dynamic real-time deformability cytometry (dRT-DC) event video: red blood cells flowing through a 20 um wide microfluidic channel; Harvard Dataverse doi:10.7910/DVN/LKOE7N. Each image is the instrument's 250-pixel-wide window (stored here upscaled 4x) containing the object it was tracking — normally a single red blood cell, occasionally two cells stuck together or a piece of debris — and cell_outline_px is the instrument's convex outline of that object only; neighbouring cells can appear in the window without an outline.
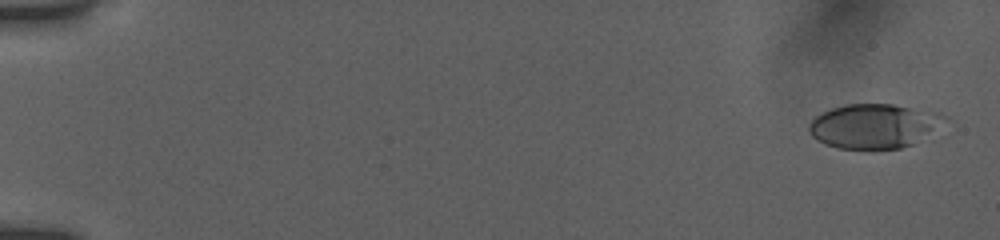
{"species": "human", "species_latin": "Homo sapiens", "temperature_condition": "room temperature", "stored_images_in_passage": 18, "camera_frame_rate_fps": 3000, "um_per_image_px": 0.085, "donor": {"sex": "female"}, "frame": {"image": 1, "passage_image": 1, "time_ms": 0.0, "image_size_px": [1000, 240], "cell_outline_px": [[948, 120], [912, 144], [900, 148], [836, 148], [824, 144], [816, 140], [808, 132], [808, 124], [816, 116], [832, 108], [844, 104], [892, 104], [940, 112], [948, 116]], "centroid_in_image_um": [74.27, 10.69], "position_along_channel_um": 10.7, "area_um2": 34.97}}
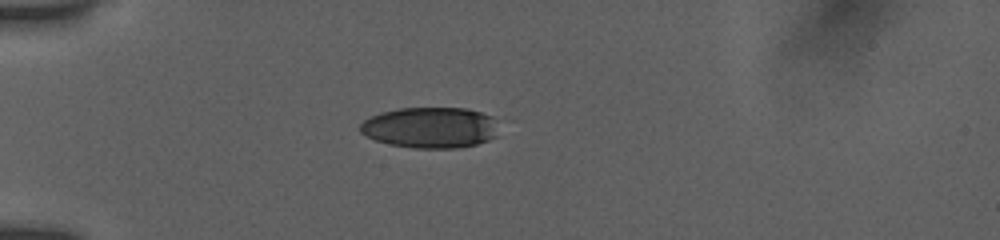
{"frame": {"image": 2, "passage_image": 11, "time_ms": 4.667, "image_size_px": [1000, 240], "cell_outline_px": [[496, 136], [488, 140], [476, 144], [460, 148], [412, 148], [388, 144], [376, 140], [360, 132], [360, 124], [364, 120], [380, 112], [400, 108], [468, 108], [492, 116]], "centroid_in_image_um": [36.54, 10.84], "position_along_channel_um": 48.5, "area_um2": 32.89}}
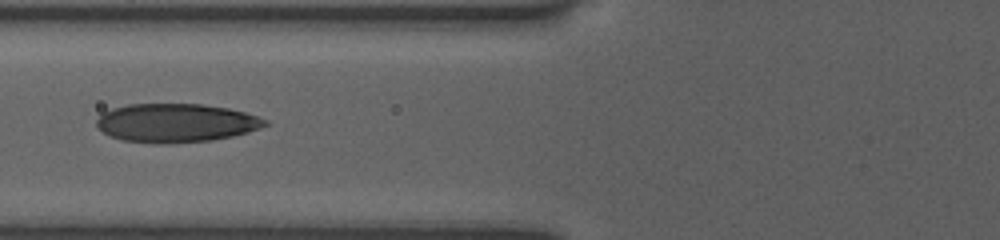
{"frame": {"image": 3, "passage_image": 16, "time_ms": 7.0, "image_size_px": [1000, 240], "cell_outline_px": [[268, 124], [260, 128], [248, 132], [232, 136], [212, 140], [168, 144], [164, 144], [124, 140], [112, 136], [96, 128], [96, 120], [104, 112], [112, 108], [128, 104], [204, 104], [228, 108], [244, 112], [268, 120]], "centroid_in_image_um": [14.96, 10.44], "position_along_channel_um": 110.8, "area_um2": 37.92}}